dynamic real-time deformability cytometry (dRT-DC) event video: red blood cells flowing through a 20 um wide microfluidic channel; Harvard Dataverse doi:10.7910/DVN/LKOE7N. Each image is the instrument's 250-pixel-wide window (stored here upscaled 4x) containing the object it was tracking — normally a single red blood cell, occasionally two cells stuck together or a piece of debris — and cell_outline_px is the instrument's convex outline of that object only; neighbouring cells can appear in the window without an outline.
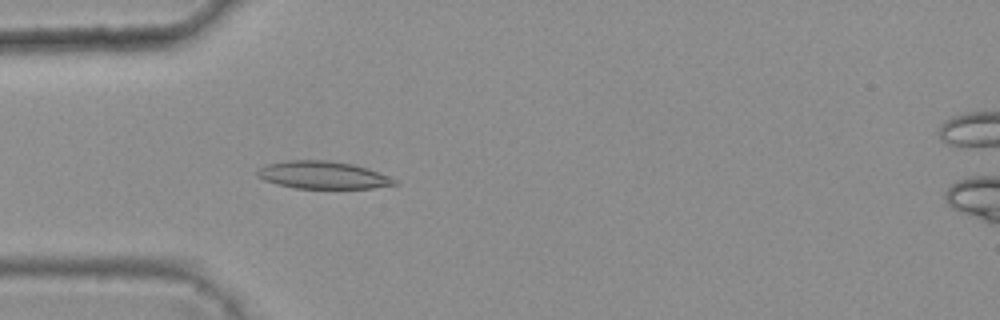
{"species": "common noctule bat (a hibernating species)", "species_latin": "Nyctalus noctula", "temperature_condition": "warm", "stored_images_in_passage": 46, "camera_frame_rate_fps": 3000, "um_per_image_px": 0.085, "animal": {"sex": "female", "body_mass_g": 25.1}, "frame": {"image": 1, "passage_image": 16, "time_ms": 5.0, "image_size_px": [1000, 320], "cell_outline_px": [[400, 184], [372, 188], [296, 188], [276, 184], [264, 180], [256, 176], [256, 172], [260, 168], [268, 164], [284, 160], [328, 160], [352, 164], [368, 168], [388, 176], [396, 180]], "centroid_in_image_um": [27.43, 14.88], "position_along_channel_um": 57.6, "area_um2": 22.02}}
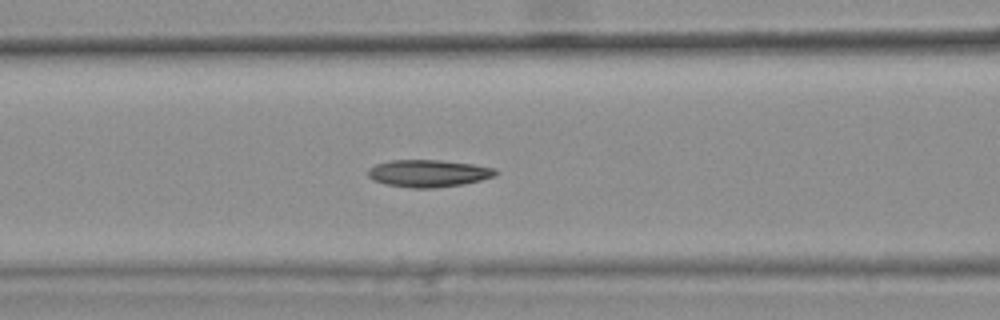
{"frame": {"image": 2, "passage_image": 22, "time_ms": 7.0, "image_size_px": [1000, 320], "cell_outline_px": [[500, 172], [496, 176], [464, 184], [432, 188], [412, 188], [388, 184], [376, 180], [368, 176], [368, 168], [376, 164], [392, 160], [440, 160], [472, 164], [496, 168]], "centroid_in_image_um": [36.47, 14.73], "position_along_channel_um": 130.1, "area_um2": 20.17}}
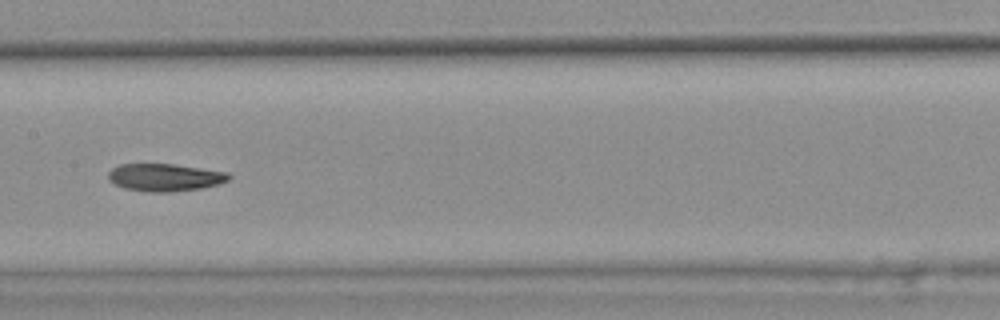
{"frame": {"image": 3, "passage_image": 27, "time_ms": 8.667, "image_size_px": [1000, 320], "cell_outline_px": [[232, 176], [228, 180], [220, 184], [200, 188], [168, 192], [152, 192], [124, 188], [108, 180], [108, 172], [112, 168], [120, 164], [176, 164], [228, 172]], "centroid_in_image_um": [14.03, 15.07], "position_along_channel_um": 193.4, "area_um2": 19.36}, "authors_computed_cell_mechanics": {"area_um2": 20.0855, "velocity_mm_per_s": 3.8071, "shape_relaxation_time_tau1_ms": null, "shape_relaxation_time_tau2_ms": 7.0139, "deformation_change_tau1": null, "deformation_change_tau2": 0.1282}}